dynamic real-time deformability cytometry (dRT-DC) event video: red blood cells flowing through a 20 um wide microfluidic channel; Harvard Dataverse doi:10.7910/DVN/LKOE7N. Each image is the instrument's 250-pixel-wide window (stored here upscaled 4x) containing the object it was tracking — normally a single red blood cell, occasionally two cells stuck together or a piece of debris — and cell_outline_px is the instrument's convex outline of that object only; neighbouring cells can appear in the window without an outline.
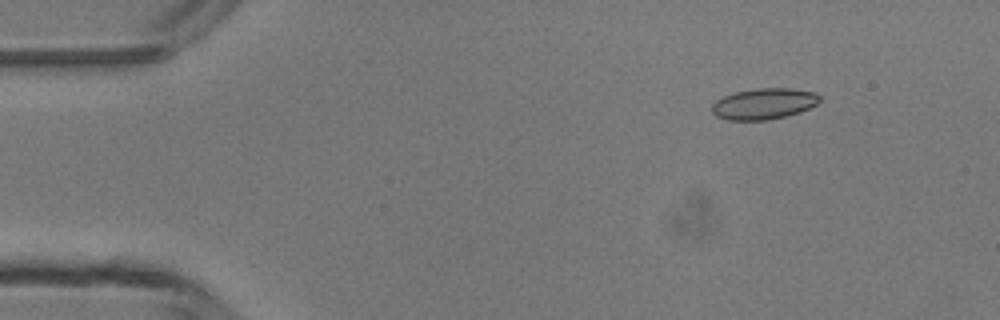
{"species": "common noctule bat (a hibernating species)", "species_latin": "Nyctalus noctula", "temperature_condition": "room temperature", "stored_images_in_passage": 4, "camera_frame_rate_fps": 3000, "um_per_image_px": 0.085, "animal": {"sex": "male", "body_mass_g": 13.3}, "frame": {"image": 1, "passage_image": 2, "time_ms": 1.0, "image_size_px": [1000, 320], "cell_outline_px": [[820, 100], [816, 104], [800, 112], [768, 120], [728, 120], [716, 116], [712, 112], [712, 104], [716, 100], [724, 96], [736, 92], [756, 88], [792, 88], [816, 92], [820, 96]], "centroid_in_image_um": [64.93, 8.81], "position_along_channel_um": 20.1, "area_um2": 19.48}}